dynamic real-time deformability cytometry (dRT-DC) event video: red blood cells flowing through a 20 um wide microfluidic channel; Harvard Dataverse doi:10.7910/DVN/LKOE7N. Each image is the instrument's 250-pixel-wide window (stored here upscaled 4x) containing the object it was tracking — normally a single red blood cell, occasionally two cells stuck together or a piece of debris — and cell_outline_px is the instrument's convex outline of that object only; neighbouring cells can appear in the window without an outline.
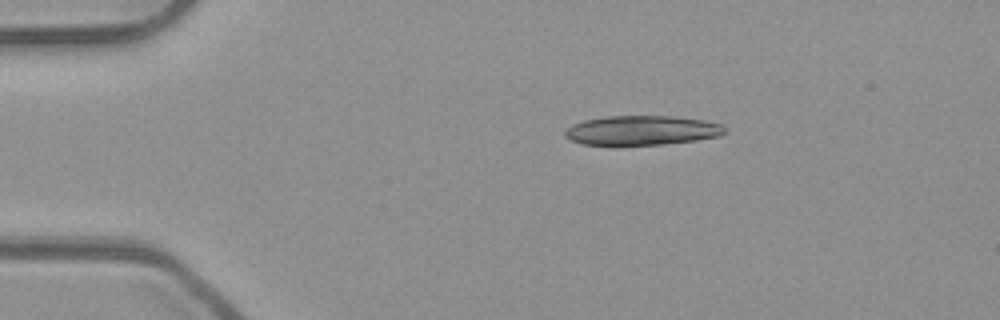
{"species": "common noctule bat (a hibernating species)", "species_latin": "Nyctalus noctula", "temperature_condition": "room temperature", "stored_images_in_passage": 3, "camera_frame_rate_fps": 3000, "um_per_image_px": 0.085, "animal": {"sex": "male", "body_mass_g": 23.1, "forearm_length_mm": 52.7}, "frame": {"image": 1, "passage_image": 1, "time_ms": 0.0, "image_size_px": [1000, 320], "cell_outline_px": [[724, 132], [720, 136], [696, 140], [664, 144], [580, 144], [564, 136], [564, 132], [572, 124], [584, 120], [608, 116], [672, 116], [704, 120], [724, 124]], "centroid_in_image_um": [54.57, 11.07], "position_along_channel_um": 30.4, "area_um2": 27.22}}